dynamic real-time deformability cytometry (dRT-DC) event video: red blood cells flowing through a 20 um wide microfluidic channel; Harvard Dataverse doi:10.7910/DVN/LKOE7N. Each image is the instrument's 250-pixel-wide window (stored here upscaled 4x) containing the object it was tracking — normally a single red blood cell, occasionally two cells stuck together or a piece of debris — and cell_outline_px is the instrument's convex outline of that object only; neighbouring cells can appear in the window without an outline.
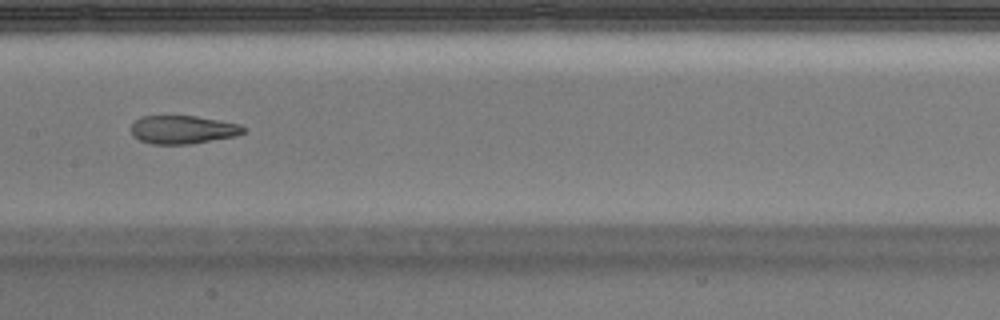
{"species": "Egyptian fruit bat (a non-hibernating species)", "species_latin": "Rousettus aegyptiacus", "temperature_condition": "warm", "stored_images_in_passage": 30, "camera_frame_rate_fps": 3000, "um_per_image_px": 0.085, "animal": {"sex": "male"}, "frame": {"image": 1, "passage_image": 22, "time_ms": 7.0, "image_size_px": [1000, 320], "cell_outline_px": [[248, 128], [244, 132], [236, 136], [192, 144], [152, 144], [140, 140], [132, 136], [132, 124], [136, 120], [144, 116], [196, 116], [240, 124]], "centroid_in_image_um": [15.58, 11.03], "position_along_channel_um": 191.8, "area_um2": 18.55}}